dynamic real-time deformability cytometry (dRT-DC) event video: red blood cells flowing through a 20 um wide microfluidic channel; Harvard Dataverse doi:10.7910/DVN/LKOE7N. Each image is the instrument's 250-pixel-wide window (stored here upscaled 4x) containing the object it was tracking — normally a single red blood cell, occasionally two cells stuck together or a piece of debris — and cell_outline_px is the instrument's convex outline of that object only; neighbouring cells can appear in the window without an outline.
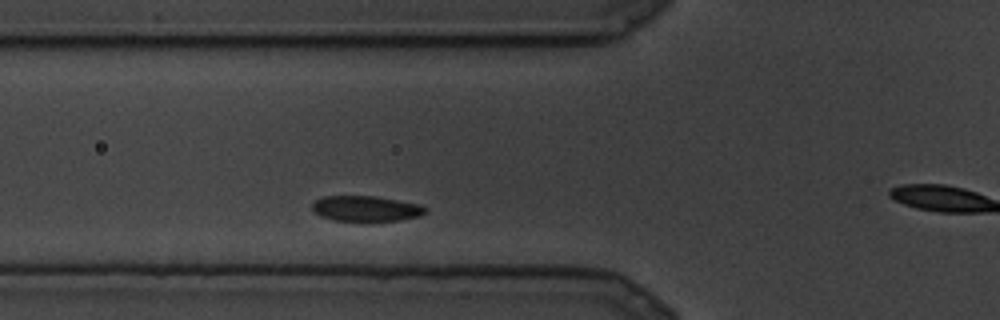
{"species": "common noctule bat (a hibernating species)", "species_latin": "Nyctalus noctula", "temperature_condition": "cold", "stored_images_in_passage": 16, "camera_frame_rate_fps": 3000, "um_per_image_px": 0.085, "animal": {"sex": "male", "body_mass_g": 19.5, "forearm_length_mm": 54.6}, "frame": {"image": 1, "passage_image": 7, "time_ms": 2.0, "image_size_px": [1000, 320], "cell_outline_px": [[428, 208], [420, 216], [400, 220], [336, 220], [320, 216], [312, 212], [312, 204], [316, 200], [324, 196], [376, 196], [420, 204]], "centroid_in_image_um": [31.1, 17.71], "position_along_channel_um": 94.7, "area_um2": 16.65}}
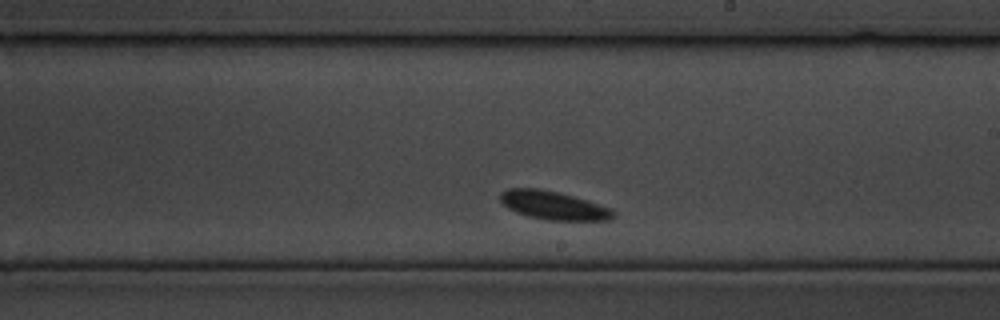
{"frame": {"image": 2, "passage_image": 14, "time_ms": 4.333, "image_size_px": [1000, 320], "cell_outline_px": [[616, 216], [608, 220], [544, 220], [528, 216], [516, 212], [508, 208], [500, 200], [500, 192], [508, 188], [540, 188], [572, 196], [612, 208], [616, 212]], "centroid_in_image_um": [47.04, 17.46], "position_along_channel_um": 242.0, "area_um2": 18.73}}